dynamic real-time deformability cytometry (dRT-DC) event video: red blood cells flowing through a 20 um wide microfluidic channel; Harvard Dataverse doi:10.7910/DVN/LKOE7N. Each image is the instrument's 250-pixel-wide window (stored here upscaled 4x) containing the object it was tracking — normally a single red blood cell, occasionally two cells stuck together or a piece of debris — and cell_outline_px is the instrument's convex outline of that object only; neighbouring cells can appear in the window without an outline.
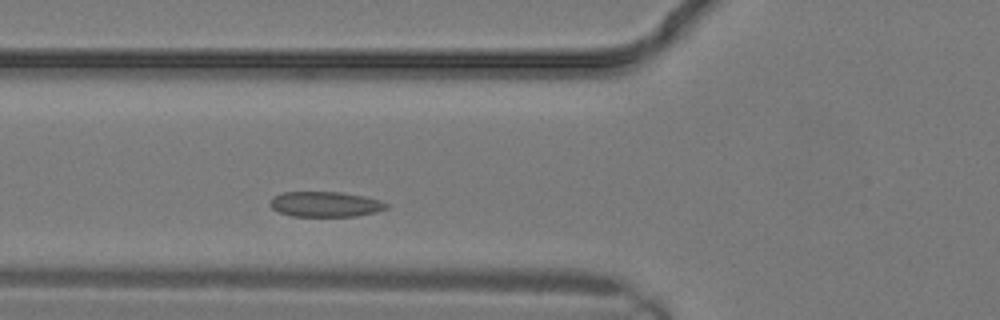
{"species": "common noctule bat (a hibernating species)", "species_latin": "Nyctalus noctula", "temperature_condition": "warm", "stored_images_in_passage": 8, "camera_frame_rate_fps": 3000, "um_per_image_px": 0.085, "animal": {"sex": "male", "body_mass_g": 19.2, "forearm_length_mm": 51.8}, "frame": {"image": 1, "passage_image": 3, "time_ms": 0.667, "image_size_px": [1000, 320], "cell_outline_px": [[388, 208], [376, 212], [356, 216], [292, 216], [280, 212], [272, 208], [268, 204], [272, 196], [284, 192], [340, 192], [364, 196], [380, 200], [388, 204]], "centroid_in_image_um": [27.64, 17.35], "position_along_channel_um": 98.2, "area_um2": 17.17}}
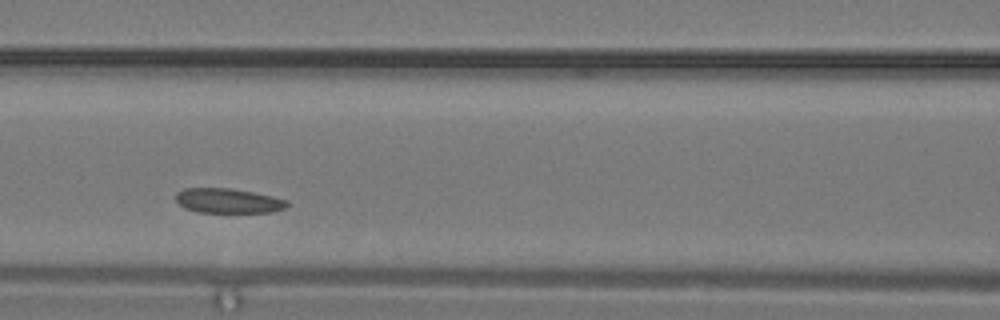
{"frame": {"image": 2, "passage_image": 5, "time_ms": 1.333, "image_size_px": [1000, 320], "cell_outline_px": [[288, 204], [284, 208], [272, 212], [196, 212], [184, 208], [176, 200], [176, 192], [184, 188], [228, 188], [252, 192], [272, 196], [288, 200]], "centroid_in_image_um": [19.36, 17.06], "position_along_channel_um": 147.2, "area_um2": 15.95}}
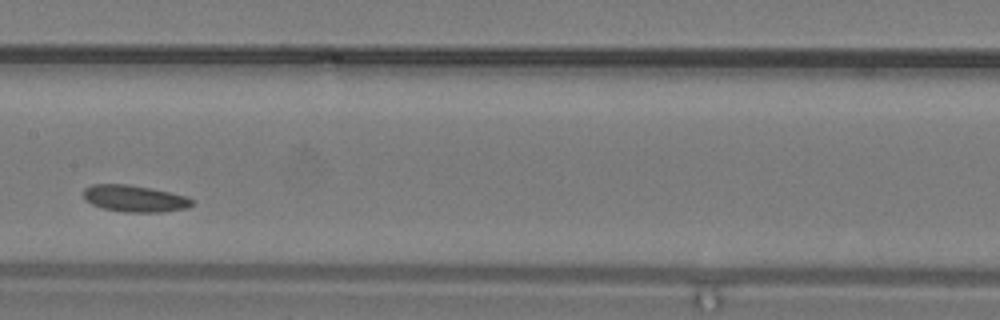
{"frame": {"image": 3, "passage_image": 7, "time_ms": 2.0, "image_size_px": [1000, 320], "cell_outline_px": [[192, 204], [188, 208], [160, 212], [124, 212], [104, 208], [92, 204], [84, 200], [84, 188], [92, 184], [128, 184], [168, 192], [184, 196], [192, 200]], "centroid_in_image_um": [11.39, 16.88], "position_along_channel_um": 196.0, "area_um2": 16.65}}